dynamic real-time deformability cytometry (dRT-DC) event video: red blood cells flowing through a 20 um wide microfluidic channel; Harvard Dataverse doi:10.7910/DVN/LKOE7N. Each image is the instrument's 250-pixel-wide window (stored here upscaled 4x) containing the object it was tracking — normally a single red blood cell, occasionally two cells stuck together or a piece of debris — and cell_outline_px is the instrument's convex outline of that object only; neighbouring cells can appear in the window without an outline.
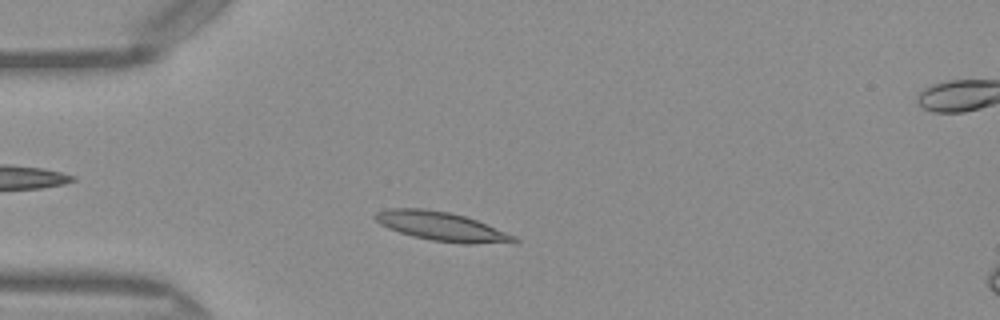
{"species": "Egyptian fruit bat (a non-hibernating species)", "species_latin": "Rousettus aegyptiacus", "temperature_condition": "warm", "stored_images_in_passage": 44, "camera_frame_rate_fps": 3000, "um_per_image_px": 0.085, "frame": {"image": 1, "passage_image": 8, "time_ms": 2.333, "image_size_px": [1000, 320], "cell_outline_px": [[520, 240], [468, 244], [464, 244], [432, 240], [412, 236], [388, 228], [380, 224], [372, 216], [376, 212], [392, 208], [424, 208], [448, 212], [464, 216], [476, 220], [516, 236]], "centroid_in_image_um": [37.45, 19.23], "position_along_channel_um": 47.6, "area_um2": 22.95}}
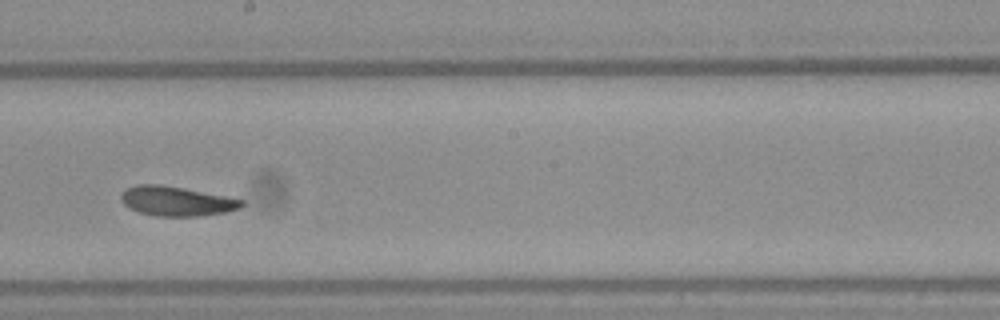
{"frame": {"image": 2, "passage_image": 23, "time_ms": 7.333, "image_size_px": [1000, 320], "cell_outline_px": [[244, 204], [240, 208], [224, 212], [196, 216], [156, 216], [140, 212], [128, 208], [120, 200], [120, 192], [136, 184], [156, 184], [180, 188], [224, 196], [244, 200]], "centroid_in_image_um": [14.94, 17.1], "position_along_channel_um": 233.3, "area_um2": 20.46}}
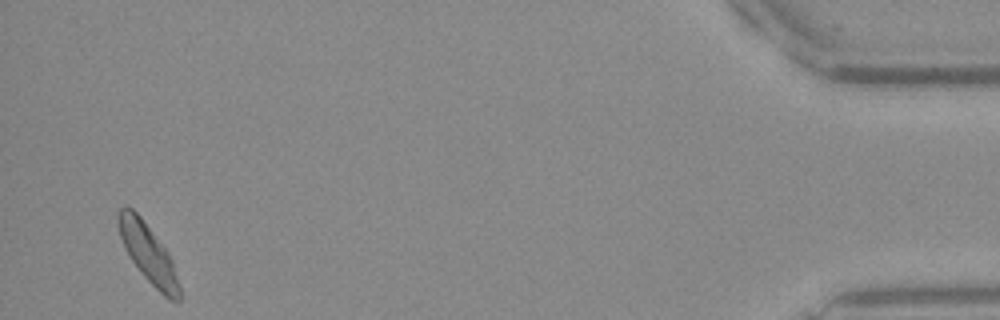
{"frame": {"image": 3, "passage_image": 43, "time_ms": 14.0, "image_size_px": [1000, 320], "cell_outline_px": [[180, 300], [168, 300], [144, 276], [132, 260], [124, 248], [120, 236], [116, 216], [116, 212], [124, 204], [132, 208], [140, 216], [168, 252], [172, 260], [180, 288]], "centroid_in_image_um": [12.56, 21.49], "position_along_channel_um": 422.6, "area_um2": 20.63}, "authors_computed_cell_mechanics": {"area_um2": 20.6635, "velocity_mm_per_s": 4.0452, "shape_relaxation_time_tau1_ms": 5.457, "shape_relaxation_time_tau2_ms": 1.0269, "deformation_change_tau1": 0.1515, "deformation_change_tau2": 0.0689}}